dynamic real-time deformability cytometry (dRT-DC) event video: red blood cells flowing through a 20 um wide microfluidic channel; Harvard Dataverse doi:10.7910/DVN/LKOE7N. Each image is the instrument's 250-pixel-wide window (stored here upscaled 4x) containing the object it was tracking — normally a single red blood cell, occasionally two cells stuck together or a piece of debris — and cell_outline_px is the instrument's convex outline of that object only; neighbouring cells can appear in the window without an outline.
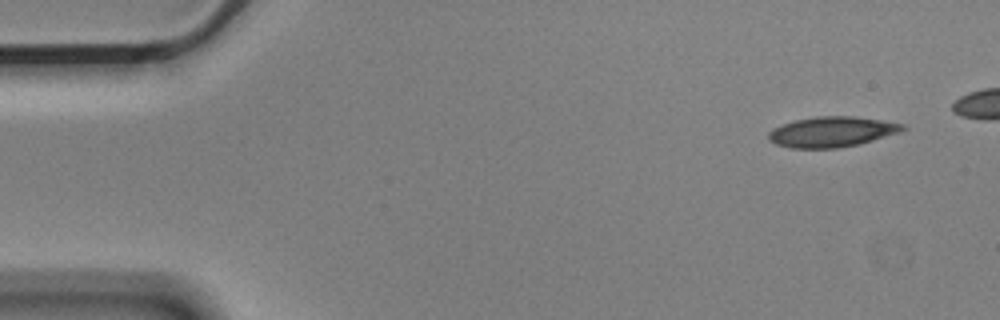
{"species": "Egyptian fruit bat (a non-hibernating species)", "species_latin": "Rousettus aegyptiacus", "temperature_condition": "cold", "stored_images_in_passage": 5, "camera_frame_rate_fps": 3000, "um_per_image_px": 0.085, "animal": {"sex": "male"}, "frame": {"image": 1, "passage_image": 1, "time_ms": 0.0, "image_size_px": [1000, 320], "cell_outline_px": [[908, 128], [900, 132], [872, 140], [856, 144], [836, 148], [792, 148], [776, 144], [768, 140], [768, 132], [772, 128], [796, 120], [816, 116], [856, 116], [904, 124]], "centroid_in_image_um": [70.69, 11.2], "position_along_channel_um": 14.3, "area_um2": 23.58}}